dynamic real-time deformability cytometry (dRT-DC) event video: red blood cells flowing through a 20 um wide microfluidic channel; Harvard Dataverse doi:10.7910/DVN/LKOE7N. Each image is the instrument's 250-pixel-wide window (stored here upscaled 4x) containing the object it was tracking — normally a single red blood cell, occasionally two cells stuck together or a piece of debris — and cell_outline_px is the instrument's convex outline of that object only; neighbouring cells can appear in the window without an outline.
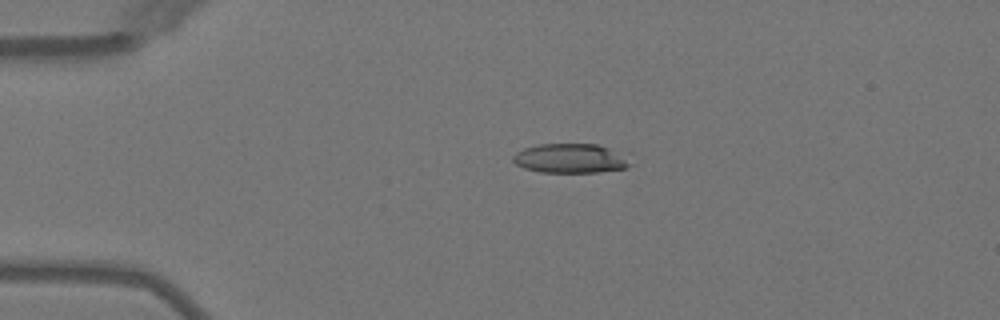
{"species": "Egyptian fruit bat (a non-hibernating species)", "species_latin": "Rousettus aegyptiacus", "temperature_condition": "warm", "stored_images_in_passage": 2, "camera_frame_rate_fps": 3000, "um_per_image_px": 0.085, "animal": {"sex": "female"}, "frame": {"image": 1, "passage_image": 1, "time_ms": 0.0, "image_size_px": [1000, 320], "cell_outline_px": [[632, 164], [628, 168], [596, 172], [540, 172], [524, 168], [516, 164], [512, 160], [512, 156], [516, 152], [524, 148], [540, 144], [596, 144], [608, 148]], "centroid_in_image_um": [48.39, 13.47], "position_along_channel_um": 36.6, "area_um2": 19.65}}